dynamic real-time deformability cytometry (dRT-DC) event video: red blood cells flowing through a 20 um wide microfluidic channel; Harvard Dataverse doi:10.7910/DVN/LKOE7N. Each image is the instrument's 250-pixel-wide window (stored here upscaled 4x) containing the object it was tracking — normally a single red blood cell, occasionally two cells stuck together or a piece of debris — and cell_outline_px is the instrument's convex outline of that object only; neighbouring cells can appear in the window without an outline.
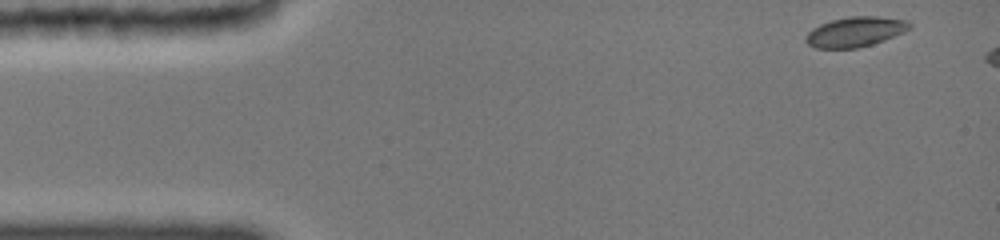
{"species": "common noctule bat (a hibernating species)", "species_latin": "Nyctalus noctula", "temperature_condition": "cold", "stored_images_in_passage": 7, "camera_frame_rate_fps": 3000, "um_per_image_px": 0.085, "animal": {"sex": "female", "body_mass_g": 19.0, "forearm_length_mm": 51.5}, "frame": {"image": 1, "passage_image": 1, "time_ms": 0.0, "image_size_px": [1000, 240], "cell_outline_px": [[912, 28], [904, 32], [884, 40], [872, 44], [856, 48], [816, 48], [808, 44], [804, 40], [804, 36], [812, 28], [820, 24], [832, 20], [848, 16], [876, 16], [908, 20], [912, 24]], "centroid_in_image_um": [72.7, 2.69], "position_along_channel_um": 12.3, "area_um2": 18.26}}